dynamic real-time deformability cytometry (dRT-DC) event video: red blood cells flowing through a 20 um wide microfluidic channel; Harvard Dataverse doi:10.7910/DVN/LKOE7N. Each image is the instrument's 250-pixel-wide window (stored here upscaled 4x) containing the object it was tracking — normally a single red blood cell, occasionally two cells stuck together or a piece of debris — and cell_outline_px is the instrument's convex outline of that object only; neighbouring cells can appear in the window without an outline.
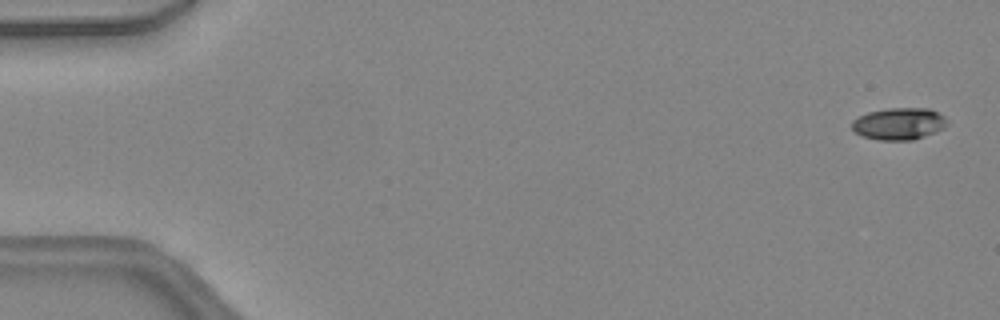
{"species": "common noctule bat (a hibernating species)", "species_latin": "Nyctalus noctula", "temperature_condition": "warm", "stored_images_in_passage": 47, "camera_frame_rate_fps": 3000, "um_per_image_px": 0.085, "animal": {"sex": "female", "body_mass_g": 24.6, "forearm_length_mm": 56.2}, "frame": {"image": 1, "passage_image": 2, "time_ms": 0.333, "image_size_px": [1000, 320], "cell_outline_px": [[948, 124], [944, 128], [936, 132], [912, 140], [880, 140], [864, 136], [856, 132], [852, 128], [852, 120], [868, 112], [888, 108], [928, 108], [944, 116], [948, 120]], "centroid_in_image_um": [76.44, 10.51], "position_along_channel_um": 8.6, "area_um2": 17.69}}
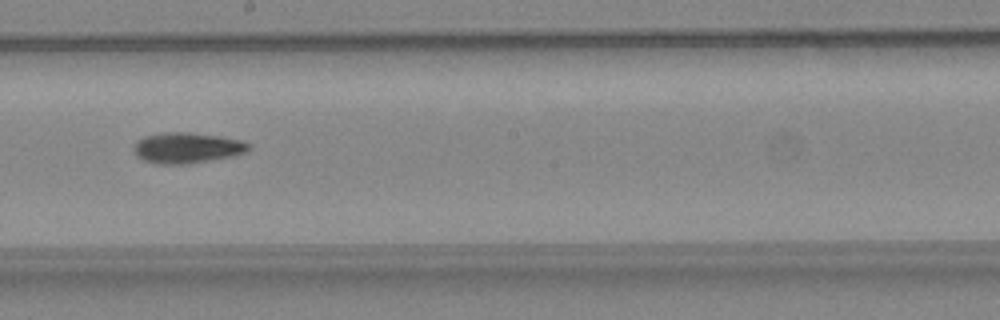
{"frame": {"image": 2, "passage_image": 27, "time_ms": 8.667, "image_size_px": [1000, 320], "cell_outline_px": [[252, 148], [236, 156], [184, 164], [160, 164], [144, 160], [136, 156], [136, 140], [144, 136], [164, 132], [188, 132], [220, 136], [244, 140], [252, 144]], "centroid_in_image_um": [15.97, 12.55], "position_along_channel_um": 232.2, "area_um2": 20.63}}
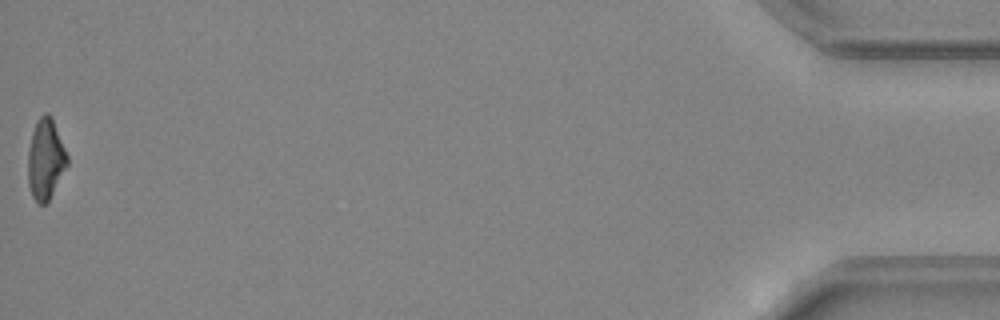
{"frame": {"image": 3, "passage_image": 47, "time_ms": 15.333, "image_size_px": [1000, 320], "cell_outline_px": [[68, 164], [48, 200], [44, 204], [40, 204], [32, 196], [28, 184], [28, 152], [32, 132], [36, 120], [44, 112], [48, 112], [52, 116], [68, 156]], "centroid_in_image_um": [3.87, 13.47], "position_along_channel_um": 431.3, "area_um2": 18.38}, "authors_computed_cell_mechanics": {"area_um2": 18.8428, "velocity_mm_per_s": 4.4975, "shape_relaxation_time_tau1_ms": 6.1598, "shape_relaxation_time_tau2_ms": null, "deformation_change_tau1": 0.1899, "deformation_change_tau2": null}}